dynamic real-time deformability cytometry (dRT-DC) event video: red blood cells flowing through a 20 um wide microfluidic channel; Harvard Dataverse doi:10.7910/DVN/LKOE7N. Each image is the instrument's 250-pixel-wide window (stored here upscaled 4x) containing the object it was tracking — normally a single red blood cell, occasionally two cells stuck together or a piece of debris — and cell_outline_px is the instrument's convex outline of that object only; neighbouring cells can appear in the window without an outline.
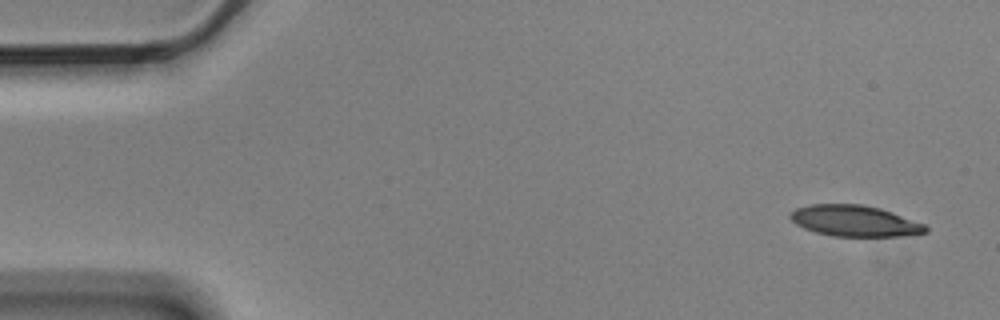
{"species": "Egyptian fruit bat (a non-hibernating species)", "species_latin": "Rousettus aegyptiacus", "temperature_condition": "cold", "stored_images_in_passage": 7, "camera_frame_rate_fps": 3000, "um_per_image_px": 0.085, "animal": {"sex": "male"}, "frame": {"image": 1, "passage_image": 1, "time_ms": 0.0, "image_size_px": [1000, 320], "cell_outline_px": [[928, 232], [900, 236], [832, 236], [816, 232], [804, 228], [796, 224], [788, 216], [796, 208], [812, 204], [860, 204], [880, 208], [928, 224]], "centroid_in_image_um": [72.69, 18.77], "position_along_channel_um": 12.3, "area_um2": 24.57}}
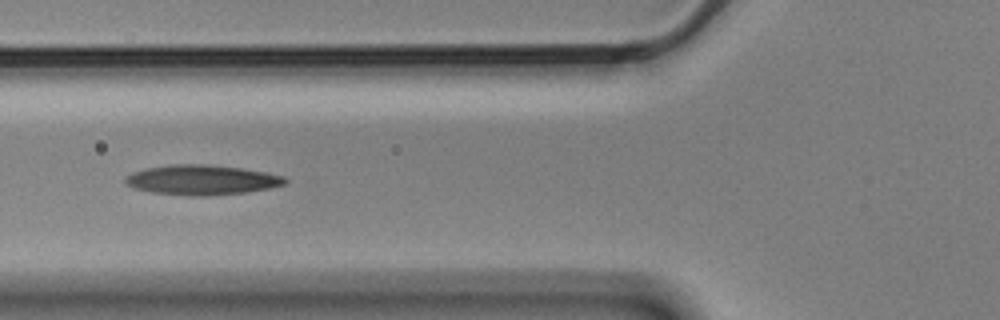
{"frame": {"image": 2, "passage_image": 6, "time_ms": 1.667, "image_size_px": [1000, 320], "cell_outline_px": [[288, 184], [248, 192], [208, 196], [188, 196], [152, 192], [136, 188], [128, 184], [124, 180], [124, 176], [132, 172], [144, 168], [172, 164], [208, 164], [240, 168], [268, 172], [284, 176], [288, 180]], "centroid_in_image_um": [17.18, 15.29], "position_along_channel_um": 108.6, "area_um2": 28.09}}
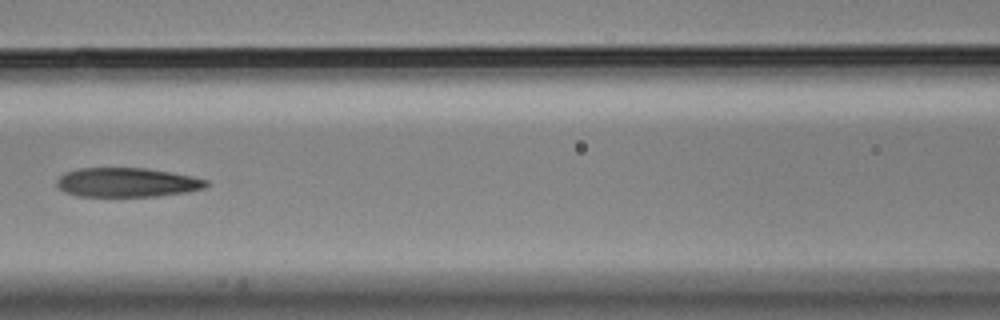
{"frame": {"image": 3, "passage_image": 7, "time_ms": 2.0, "image_size_px": [1000, 320], "cell_outline_px": [[208, 184], [204, 188], [188, 192], [156, 196], [80, 196], [64, 192], [56, 184], [56, 180], [64, 172], [80, 168], [148, 168], [192, 176], [208, 180]], "centroid_in_image_um": [10.79, 15.5], "position_along_channel_um": 155.8, "area_um2": 25.49}}